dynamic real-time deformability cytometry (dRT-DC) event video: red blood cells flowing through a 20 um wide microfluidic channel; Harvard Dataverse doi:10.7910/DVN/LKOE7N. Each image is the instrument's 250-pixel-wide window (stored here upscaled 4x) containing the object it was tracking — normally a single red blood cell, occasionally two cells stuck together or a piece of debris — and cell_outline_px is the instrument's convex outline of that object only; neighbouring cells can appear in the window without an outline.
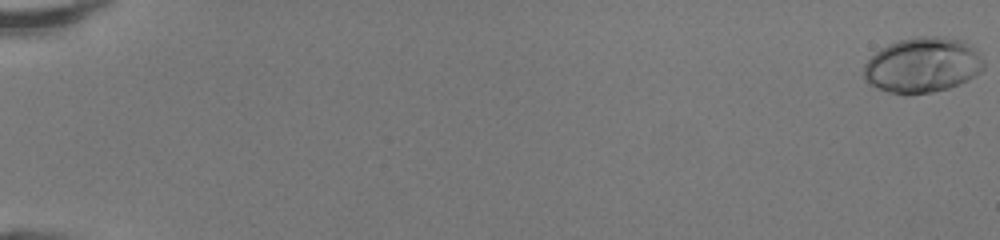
{"species": "human", "species_latin": "Homo sapiens", "temperature_condition": "room temperature", "stored_images_in_passage": 50, "camera_frame_rate_fps": 3000, "um_per_image_px": 0.085, "donor": {"sex": "female"}, "frame": {"image": 1, "passage_image": 1, "time_ms": 0.0, "image_size_px": [1000, 240], "cell_outline_px": [[984, 68], [980, 72], [968, 80], [960, 84], [948, 88], [932, 92], [904, 96], [888, 92], [876, 88], [868, 84], [864, 80], [864, 64], [880, 48], [888, 44], [912, 36], [940, 36], [964, 40], [972, 44], [976, 48], [984, 60]], "centroid_in_image_um": [78.43, 5.53], "position_along_channel_um": 6.6, "area_um2": 39.42}}
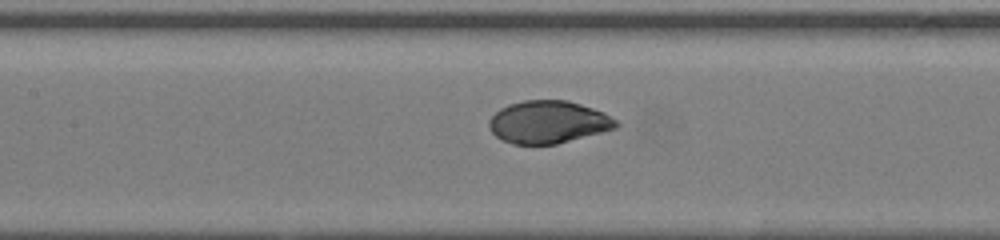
{"frame": {"image": 2, "passage_image": 26, "time_ms": 8.333, "image_size_px": [1000, 240], "cell_outline_px": [[620, 124], [616, 128], [556, 144], [512, 144], [496, 136], [488, 128], [488, 120], [500, 108], [508, 104], [524, 100], [568, 100], [604, 112], [616, 120]], "centroid_in_image_um": [46.58, 10.37], "position_along_channel_um": 160.8, "area_um2": 31.44}}
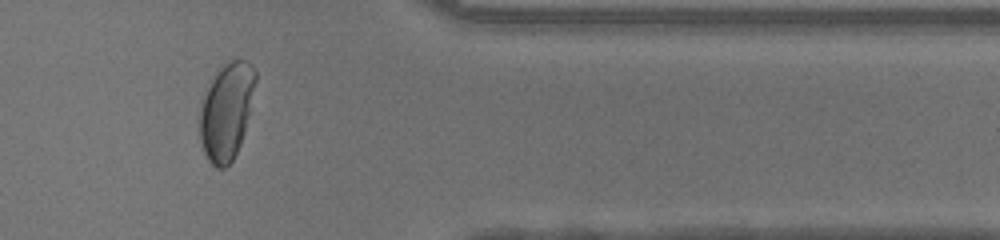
{"frame": {"image": 3, "passage_image": 43, "time_ms": 14.0, "image_size_px": [1000, 240], "cell_outline_px": [[256, 80], [244, 132], [240, 144], [232, 160], [224, 168], [216, 168], [208, 160], [200, 144], [200, 104], [212, 80], [220, 68], [228, 60], [248, 60], [256, 72]], "centroid_in_image_um": [19.24, 9.46], "position_along_channel_um": 392.2, "area_um2": 30.98}, "authors_computed_cell_mechanics": {"area_um2": 32.7437, "velocity_mm_per_s": 4.292, "shape_relaxation_time_tau1_ms": 3.3489, "shape_relaxation_time_tau2_ms": null, "deformation_change_tau1": 0.1781, "deformation_change_tau2": null}}